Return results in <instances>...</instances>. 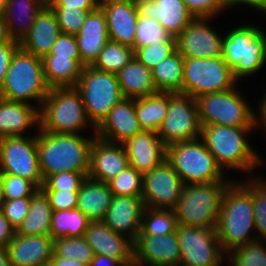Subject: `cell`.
<instances>
[{
    "label": "cell",
    "mask_w": 266,
    "mask_h": 266,
    "mask_svg": "<svg viewBox=\"0 0 266 266\" xmlns=\"http://www.w3.org/2000/svg\"><path fill=\"white\" fill-rule=\"evenodd\" d=\"M233 181L224 191L216 234L227 253L239 245L258 240L254 222L252 177ZM255 230V231H254Z\"/></svg>",
    "instance_id": "cell-1"
},
{
    "label": "cell",
    "mask_w": 266,
    "mask_h": 266,
    "mask_svg": "<svg viewBox=\"0 0 266 266\" xmlns=\"http://www.w3.org/2000/svg\"><path fill=\"white\" fill-rule=\"evenodd\" d=\"M259 128H238L224 125L209 124L201 126L200 138L204 142L209 152L215 157L218 165L225 173L239 171L248 174L247 178L253 177L251 174L261 166L265 160L250 145V134ZM248 137V139H247ZM251 174V175H250Z\"/></svg>",
    "instance_id": "cell-2"
},
{
    "label": "cell",
    "mask_w": 266,
    "mask_h": 266,
    "mask_svg": "<svg viewBox=\"0 0 266 266\" xmlns=\"http://www.w3.org/2000/svg\"><path fill=\"white\" fill-rule=\"evenodd\" d=\"M36 132V146L41 175L45 180L49 175L64 171L89 173L90 147L96 134H57Z\"/></svg>",
    "instance_id": "cell-3"
},
{
    "label": "cell",
    "mask_w": 266,
    "mask_h": 266,
    "mask_svg": "<svg viewBox=\"0 0 266 266\" xmlns=\"http://www.w3.org/2000/svg\"><path fill=\"white\" fill-rule=\"evenodd\" d=\"M39 119V128L49 133L82 134L91 127V134H96L76 86L50 88L39 110Z\"/></svg>",
    "instance_id": "cell-4"
},
{
    "label": "cell",
    "mask_w": 266,
    "mask_h": 266,
    "mask_svg": "<svg viewBox=\"0 0 266 266\" xmlns=\"http://www.w3.org/2000/svg\"><path fill=\"white\" fill-rule=\"evenodd\" d=\"M232 29V30H231ZM224 34L222 57L239 82L266 63V32L255 24H240Z\"/></svg>",
    "instance_id": "cell-5"
},
{
    "label": "cell",
    "mask_w": 266,
    "mask_h": 266,
    "mask_svg": "<svg viewBox=\"0 0 266 266\" xmlns=\"http://www.w3.org/2000/svg\"><path fill=\"white\" fill-rule=\"evenodd\" d=\"M49 90L42 58L19 47L11 59L4 84L0 89V98L30 105H33L34 101L40 110Z\"/></svg>",
    "instance_id": "cell-6"
},
{
    "label": "cell",
    "mask_w": 266,
    "mask_h": 266,
    "mask_svg": "<svg viewBox=\"0 0 266 266\" xmlns=\"http://www.w3.org/2000/svg\"><path fill=\"white\" fill-rule=\"evenodd\" d=\"M232 181L186 184L174 209L177 223L216 228L221 201Z\"/></svg>",
    "instance_id": "cell-7"
},
{
    "label": "cell",
    "mask_w": 266,
    "mask_h": 266,
    "mask_svg": "<svg viewBox=\"0 0 266 266\" xmlns=\"http://www.w3.org/2000/svg\"><path fill=\"white\" fill-rule=\"evenodd\" d=\"M196 102L201 126L259 128L258 110L250 106L237 86L224 92L201 95Z\"/></svg>",
    "instance_id": "cell-8"
},
{
    "label": "cell",
    "mask_w": 266,
    "mask_h": 266,
    "mask_svg": "<svg viewBox=\"0 0 266 266\" xmlns=\"http://www.w3.org/2000/svg\"><path fill=\"white\" fill-rule=\"evenodd\" d=\"M166 160L180 176L184 185L233 181L227 178V175L225 176L226 173L201 138L168 145Z\"/></svg>",
    "instance_id": "cell-9"
},
{
    "label": "cell",
    "mask_w": 266,
    "mask_h": 266,
    "mask_svg": "<svg viewBox=\"0 0 266 266\" xmlns=\"http://www.w3.org/2000/svg\"><path fill=\"white\" fill-rule=\"evenodd\" d=\"M81 92L89 121L97 128L124 97L115 73L84 66L76 86Z\"/></svg>",
    "instance_id": "cell-10"
},
{
    "label": "cell",
    "mask_w": 266,
    "mask_h": 266,
    "mask_svg": "<svg viewBox=\"0 0 266 266\" xmlns=\"http://www.w3.org/2000/svg\"><path fill=\"white\" fill-rule=\"evenodd\" d=\"M232 69L223 57L184 58L182 93L197 98L237 86Z\"/></svg>",
    "instance_id": "cell-11"
},
{
    "label": "cell",
    "mask_w": 266,
    "mask_h": 266,
    "mask_svg": "<svg viewBox=\"0 0 266 266\" xmlns=\"http://www.w3.org/2000/svg\"><path fill=\"white\" fill-rule=\"evenodd\" d=\"M157 132L166 146L200 138L196 99L184 93H168V112Z\"/></svg>",
    "instance_id": "cell-12"
},
{
    "label": "cell",
    "mask_w": 266,
    "mask_h": 266,
    "mask_svg": "<svg viewBox=\"0 0 266 266\" xmlns=\"http://www.w3.org/2000/svg\"><path fill=\"white\" fill-rule=\"evenodd\" d=\"M0 174L32 181L39 189L44 183L36 146V134L0 138Z\"/></svg>",
    "instance_id": "cell-13"
},
{
    "label": "cell",
    "mask_w": 266,
    "mask_h": 266,
    "mask_svg": "<svg viewBox=\"0 0 266 266\" xmlns=\"http://www.w3.org/2000/svg\"><path fill=\"white\" fill-rule=\"evenodd\" d=\"M182 266H224L225 252L216 229L178 224L176 228Z\"/></svg>",
    "instance_id": "cell-14"
},
{
    "label": "cell",
    "mask_w": 266,
    "mask_h": 266,
    "mask_svg": "<svg viewBox=\"0 0 266 266\" xmlns=\"http://www.w3.org/2000/svg\"><path fill=\"white\" fill-rule=\"evenodd\" d=\"M184 183L165 160L143 174L142 200L144 206L153 209L174 210L181 197Z\"/></svg>",
    "instance_id": "cell-15"
},
{
    "label": "cell",
    "mask_w": 266,
    "mask_h": 266,
    "mask_svg": "<svg viewBox=\"0 0 266 266\" xmlns=\"http://www.w3.org/2000/svg\"><path fill=\"white\" fill-rule=\"evenodd\" d=\"M212 18H194L176 37V49L184 58L222 56L224 34L211 27Z\"/></svg>",
    "instance_id": "cell-16"
},
{
    "label": "cell",
    "mask_w": 266,
    "mask_h": 266,
    "mask_svg": "<svg viewBox=\"0 0 266 266\" xmlns=\"http://www.w3.org/2000/svg\"><path fill=\"white\" fill-rule=\"evenodd\" d=\"M84 237L94 255L115 258L124 266L135 265V240L115 233L102 220L91 221Z\"/></svg>",
    "instance_id": "cell-17"
},
{
    "label": "cell",
    "mask_w": 266,
    "mask_h": 266,
    "mask_svg": "<svg viewBox=\"0 0 266 266\" xmlns=\"http://www.w3.org/2000/svg\"><path fill=\"white\" fill-rule=\"evenodd\" d=\"M181 264L177 232L159 235H137L135 266H179Z\"/></svg>",
    "instance_id": "cell-18"
},
{
    "label": "cell",
    "mask_w": 266,
    "mask_h": 266,
    "mask_svg": "<svg viewBox=\"0 0 266 266\" xmlns=\"http://www.w3.org/2000/svg\"><path fill=\"white\" fill-rule=\"evenodd\" d=\"M129 165L123 144L109 142L97 136L94 137L90 147L87 177L107 183Z\"/></svg>",
    "instance_id": "cell-19"
},
{
    "label": "cell",
    "mask_w": 266,
    "mask_h": 266,
    "mask_svg": "<svg viewBox=\"0 0 266 266\" xmlns=\"http://www.w3.org/2000/svg\"><path fill=\"white\" fill-rule=\"evenodd\" d=\"M142 130L136 116L135 99L123 98L96 128V136L109 142L123 144Z\"/></svg>",
    "instance_id": "cell-20"
},
{
    "label": "cell",
    "mask_w": 266,
    "mask_h": 266,
    "mask_svg": "<svg viewBox=\"0 0 266 266\" xmlns=\"http://www.w3.org/2000/svg\"><path fill=\"white\" fill-rule=\"evenodd\" d=\"M129 164L144 174L166 160L167 146L158 132L143 130L123 143Z\"/></svg>",
    "instance_id": "cell-21"
},
{
    "label": "cell",
    "mask_w": 266,
    "mask_h": 266,
    "mask_svg": "<svg viewBox=\"0 0 266 266\" xmlns=\"http://www.w3.org/2000/svg\"><path fill=\"white\" fill-rule=\"evenodd\" d=\"M106 20L109 40L134 47L137 19V5L128 0H100Z\"/></svg>",
    "instance_id": "cell-22"
},
{
    "label": "cell",
    "mask_w": 266,
    "mask_h": 266,
    "mask_svg": "<svg viewBox=\"0 0 266 266\" xmlns=\"http://www.w3.org/2000/svg\"><path fill=\"white\" fill-rule=\"evenodd\" d=\"M144 209L142 197L113 195L102 221L115 233L135 240L141 231Z\"/></svg>",
    "instance_id": "cell-23"
},
{
    "label": "cell",
    "mask_w": 266,
    "mask_h": 266,
    "mask_svg": "<svg viewBox=\"0 0 266 266\" xmlns=\"http://www.w3.org/2000/svg\"><path fill=\"white\" fill-rule=\"evenodd\" d=\"M11 266H40L49 263L54 253L51 235H16L6 246Z\"/></svg>",
    "instance_id": "cell-24"
},
{
    "label": "cell",
    "mask_w": 266,
    "mask_h": 266,
    "mask_svg": "<svg viewBox=\"0 0 266 266\" xmlns=\"http://www.w3.org/2000/svg\"><path fill=\"white\" fill-rule=\"evenodd\" d=\"M137 8L140 16L156 19L174 38L194 19L182 0H150Z\"/></svg>",
    "instance_id": "cell-25"
},
{
    "label": "cell",
    "mask_w": 266,
    "mask_h": 266,
    "mask_svg": "<svg viewBox=\"0 0 266 266\" xmlns=\"http://www.w3.org/2000/svg\"><path fill=\"white\" fill-rule=\"evenodd\" d=\"M75 36L82 65L92 66L109 41L106 16L100 6L88 13L85 23Z\"/></svg>",
    "instance_id": "cell-26"
},
{
    "label": "cell",
    "mask_w": 266,
    "mask_h": 266,
    "mask_svg": "<svg viewBox=\"0 0 266 266\" xmlns=\"http://www.w3.org/2000/svg\"><path fill=\"white\" fill-rule=\"evenodd\" d=\"M35 106L0 98V138L28 136L27 132L34 127L38 131L40 127L39 109Z\"/></svg>",
    "instance_id": "cell-27"
},
{
    "label": "cell",
    "mask_w": 266,
    "mask_h": 266,
    "mask_svg": "<svg viewBox=\"0 0 266 266\" xmlns=\"http://www.w3.org/2000/svg\"><path fill=\"white\" fill-rule=\"evenodd\" d=\"M61 33L55 12L51 8H43L37 14L28 34L21 40L20 47L43 58L50 52Z\"/></svg>",
    "instance_id": "cell-28"
},
{
    "label": "cell",
    "mask_w": 266,
    "mask_h": 266,
    "mask_svg": "<svg viewBox=\"0 0 266 266\" xmlns=\"http://www.w3.org/2000/svg\"><path fill=\"white\" fill-rule=\"evenodd\" d=\"M113 193L107 183L87 177L80 186L77 207L89 220H103L110 207Z\"/></svg>",
    "instance_id": "cell-29"
},
{
    "label": "cell",
    "mask_w": 266,
    "mask_h": 266,
    "mask_svg": "<svg viewBox=\"0 0 266 266\" xmlns=\"http://www.w3.org/2000/svg\"><path fill=\"white\" fill-rule=\"evenodd\" d=\"M116 76L124 98L138 99L157 93L152 70L135 56Z\"/></svg>",
    "instance_id": "cell-30"
},
{
    "label": "cell",
    "mask_w": 266,
    "mask_h": 266,
    "mask_svg": "<svg viewBox=\"0 0 266 266\" xmlns=\"http://www.w3.org/2000/svg\"><path fill=\"white\" fill-rule=\"evenodd\" d=\"M42 9L37 0H6L3 17L10 38L21 42Z\"/></svg>",
    "instance_id": "cell-31"
},
{
    "label": "cell",
    "mask_w": 266,
    "mask_h": 266,
    "mask_svg": "<svg viewBox=\"0 0 266 266\" xmlns=\"http://www.w3.org/2000/svg\"><path fill=\"white\" fill-rule=\"evenodd\" d=\"M47 85L53 87L77 86L81 76V59L46 55L42 58Z\"/></svg>",
    "instance_id": "cell-32"
},
{
    "label": "cell",
    "mask_w": 266,
    "mask_h": 266,
    "mask_svg": "<svg viewBox=\"0 0 266 266\" xmlns=\"http://www.w3.org/2000/svg\"><path fill=\"white\" fill-rule=\"evenodd\" d=\"M52 212L47 196L38 189L31 197L27 217L17 227L16 235H50Z\"/></svg>",
    "instance_id": "cell-33"
},
{
    "label": "cell",
    "mask_w": 266,
    "mask_h": 266,
    "mask_svg": "<svg viewBox=\"0 0 266 266\" xmlns=\"http://www.w3.org/2000/svg\"><path fill=\"white\" fill-rule=\"evenodd\" d=\"M184 57L177 49L152 69L157 92L182 93Z\"/></svg>",
    "instance_id": "cell-34"
},
{
    "label": "cell",
    "mask_w": 266,
    "mask_h": 266,
    "mask_svg": "<svg viewBox=\"0 0 266 266\" xmlns=\"http://www.w3.org/2000/svg\"><path fill=\"white\" fill-rule=\"evenodd\" d=\"M135 111L142 130L157 132L168 112V93L135 99Z\"/></svg>",
    "instance_id": "cell-35"
},
{
    "label": "cell",
    "mask_w": 266,
    "mask_h": 266,
    "mask_svg": "<svg viewBox=\"0 0 266 266\" xmlns=\"http://www.w3.org/2000/svg\"><path fill=\"white\" fill-rule=\"evenodd\" d=\"M90 222L91 220L78 209L53 211L50 235L54 240L84 236Z\"/></svg>",
    "instance_id": "cell-36"
},
{
    "label": "cell",
    "mask_w": 266,
    "mask_h": 266,
    "mask_svg": "<svg viewBox=\"0 0 266 266\" xmlns=\"http://www.w3.org/2000/svg\"><path fill=\"white\" fill-rule=\"evenodd\" d=\"M134 58L133 47L108 41L92 67L97 70L117 74Z\"/></svg>",
    "instance_id": "cell-37"
},
{
    "label": "cell",
    "mask_w": 266,
    "mask_h": 266,
    "mask_svg": "<svg viewBox=\"0 0 266 266\" xmlns=\"http://www.w3.org/2000/svg\"><path fill=\"white\" fill-rule=\"evenodd\" d=\"M177 218L174 210L145 207L142 214L141 231L138 235H159L176 232Z\"/></svg>",
    "instance_id": "cell-38"
},
{
    "label": "cell",
    "mask_w": 266,
    "mask_h": 266,
    "mask_svg": "<svg viewBox=\"0 0 266 266\" xmlns=\"http://www.w3.org/2000/svg\"><path fill=\"white\" fill-rule=\"evenodd\" d=\"M225 260L229 261L228 266H266L265 241L239 245L225 253Z\"/></svg>",
    "instance_id": "cell-39"
},
{
    "label": "cell",
    "mask_w": 266,
    "mask_h": 266,
    "mask_svg": "<svg viewBox=\"0 0 266 266\" xmlns=\"http://www.w3.org/2000/svg\"><path fill=\"white\" fill-rule=\"evenodd\" d=\"M107 184L115 196L142 197L143 174L129 165Z\"/></svg>",
    "instance_id": "cell-40"
},
{
    "label": "cell",
    "mask_w": 266,
    "mask_h": 266,
    "mask_svg": "<svg viewBox=\"0 0 266 266\" xmlns=\"http://www.w3.org/2000/svg\"><path fill=\"white\" fill-rule=\"evenodd\" d=\"M54 252L63 258H71L89 265L94 253L84 236L63 237L54 240Z\"/></svg>",
    "instance_id": "cell-41"
},
{
    "label": "cell",
    "mask_w": 266,
    "mask_h": 266,
    "mask_svg": "<svg viewBox=\"0 0 266 266\" xmlns=\"http://www.w3.org/2000/svg\"><path fill=\"white\" fill-rule=\"evenodd\" d=\"M171 37L156 19L139 15L133 49L167 42Z\"/></svg>",
    "instance_id": "cell-42"
},
{
    "label": "cell",
    "mask_w": 266,
    "mask_h": 266,
    "mask_svg": "<svg viewBox=\"0 0 266 266\" xmlns=\"http://www.w3.org/2000/svg\"><path fill=\"white\" fill-rule=\"evenodd\" d=\"M252 177V195L255 229L259 241L266 242V177Z\"/></svg>",
    "instance_id": "cell-43"
},
{
    "label": "cell",
    "mask_w": 266,
    "mask_h": 266,
    "mask_svg": "<svg viewBox=\"0 0 266 266\" xmlns=\"http://www.w3.org/2000/svg\"><path fill=\"white\" fill-rule=\"evenodd\" d=\"M175 50L176 38L171 37L167 42L137 48L134 51V56L147 68L152 70L159 62L169 57Z\"/></svg>",
    "instance_id": "cell-44"
},
{
    "label": "cell",
    "mask_w": 266,
    "mask_h": 266,
    "mask_svg": "<svg viewBox=\"0 0 266 266\" xmlns=\"http://www.w3.org/2000/svg\"><path fill=\"white\" fill-rule=\"evenodd\" d=\"M5 200L32 197L39 189L32 181L10 174H0Z\"/></svg>",
    "instance_id": "cell-45"
},
{
    "label": "cell",
    "mask_w": 266,
    "mask_h": 266,
    "mask_svg": "<svg viewBox=\"0 0 266 266\" xmlns=\"http://www.w3.org/2000/svg\"><path fill=\"white\" fill-rule=\"evenodd\" d=\"M86 178L83 173L64 171L49 175L40 189L42 191H79Z\"/></svg>",
    "instance_id": "cell-46"
},
{
    "label": "cell",
    "mask_w": 266,
    "mask_h": 266,
    "mask_svg": "<svg viewBox=\"0 0 266 266\" xmlns=\"http://www.w3.org/2000/svg\"><path fill=\"white\" fill-rule=\"evenodd\" d=\"M51 9L56 14L61 32L73 35L79 32L89 13L81 8L52 7Z\"/></svg>",
    "instance_id": "cell-47"
},
{
    "label": "cell",
    "mask_w": 266,
    "mask_h": 266,
    "mask_svg": "<svg viewBox=\"0 0 266 266\" xmlns=\"http://www.w3.org/2000/svg\"><path fill=\"white\" fill-rule=\"evenodd\" d=\"M194 18H212L215 20L222 11L227 10L225 0H182Z\"/></svg>",
    "instance_id": "cell-48"
},
{
    "label": "cell",
    "mask_w": 266,
    "mask_h": 266,
    "mask_svg": "<svg viewBox=\"0 0 266 266\" xmlns=\"http://www.w3.org/2000/svg\"><path fill=\"white\" fill-rule=\"evenodd\" d=\"M31 197L17 198L16 200H5L1 206L4 216L10 224L17 229V227L27 217L30 207Z\"/></svg>",
    "instance_id": "cell-49"
},
{
    "label": "cell",
    "mask_w": 266,
    "mask_h": 266,
    "mask_svg": "<svg viewBox=\"0 0 266 266\" xmlns=\"http://www.w3.org/2000/svg\"><path fill=\"white\" fill-rule=\"evenodd\" d=\"M47 55H55L57 57H70L71 59H81L76 36L73 34L61 33Z\"/></svg>",
    "instance_id": "cell-50"
},
{
    "label": "cell",
    "mask_w": 266,
    "mask_h": 266,
    "mask_svg": "<svg viewBox=\"0 0 266 266\" xmlns=\"http://www.w3.org/2000/svg\"><path fill=\"white\" fill-rule=\"evenodd\" d=\"M52 211L76 209L79 191H43Z\"/></svg>",
    "instance_id": "cell-51"
},
{
    "label": "cell",
    "mask_w": 266,
    "mask_h": 266,
    "mask_svg": "<svg viewBox=\"0 0 266 266\" xmlns=\"http://www.w3.org/2000/svg\"><path fill=\"white\" fill-rule=\"evenodd\" d=\"M19 47L20 42L15 40L0 44V89L4 84L11 59Z\"/></svg>",
    "instance_id": "cell-52"
},
{
    "label": "cell",
    "mask_w": 266,
    "mask_h": 266,
    "mask_svg": "<svg viewBox=\"0 0 266 266\" xmlns=\"http://www.w3.org/2000/svg\"><path fill=\"white\" fill-rule=\"evenodd\" d=\"M100 6V0H59L53 7L81 8L93 11Z\"/></svg>",
    "instance_id": "cell-53"
},
{
    "label": "cell",
    "mask_w": 266,
    "mask_h": 266,
    "mask_svg": "<svg viewBox=\"0 0 266 266\" xmlns=\"http://www.w3.org/2000/svg\"><path fill=\"white\" fill-rule=\"evenodd\" d=\"M16 234L15 228L10 224L0 209V245L7 246Z\"/></svg>",
    "instance_id": "cell-54"
},
{
    "label": "cell",
    "mask_w": 266,
    "mask_h": 266,
    "mask_svg": "<svg viewBox=\"0 0 266 266\" xmlns=\"http://www.w3.org/2000/svg\"><path fill=\"white\" fill-rule=\"evenodd\" d=\"M227 9L234 8L235 6H249V8H253L255 11L262 12L266 15V0H225Z\"/></svg>",
    "instance_id": "cell-55"
},
{
    "label": "cell",
    "mask_w": 266,
    "mask_h": 266,
    "mask_svg": "<svg viewBox=\"0 0 266 266\" xmlns=\"http://www.w3.org/2000/svg\"><path fill=\"white\" fill-rule=\"evenodd\" d=\"M88 266H124L119 260L105 255H94Z\"/></svg>",
    "instance_id": "cell-56"
},
{
    "label": "cell",
    "mask_w": 266,
    "mask_h": 266,
    "mask_svg": "<svg viewBox=\"0 0 266 266\" xmlns=\"http://www.w3.org/2000/svg\"><path fill=\"white\" fill-rule=\"evenodd\" d=\"M50 262L53 266H88L78 260L58 256L55 252L53 253Z\"/></svg>",
    "instance_id": "cell-57"
},
{
    "label": "cell",
    "mask_w": 266,
    "mask_h": 266,
    "mask_svg": "<svg viewBox=\"0 0 266 266\" xmlns=\"http://www.w3.org/2000/svg\"><path fill=\"white\" fill-rule=\"evenodd\" d=\"M266 91V89H265ZM263 95L261 101L259 100L257 103L258 104V124L259 128L261 129L262 127L265 129L266 132V92ZM262 126V127H261Z\"/></svg>",
    "instance_id": "cell-58"
},
{
    "label": "cell",
    "mask_w": 266,
    "mask_h": 266,
    "mask_svg": "<svg viewBox=\"0 0 266 266\" xmlns=\"http://www.w3.org/2000/svg\"><path fill=\"white\" fill-rule=\"evenodd\" d=\"M12 39L9 36L7 24L3 16L0 17V44L10 42Z\"/></svg>",
    "instance_id": "cell-59"
},
{
    "label": "cell",
    "mask_w": 266,
    "mask_h": 266,
    "mask_svg": "<svg viewBox=\"0 0 266 266\" xmlns=\"http://www.w3.org/2000/svg\"><path fill=\"white\" fill-rule=\"evenodd\" d=\"M0 266H11L7 248L2 245H0Z\"/></svg>",
    "instance_id": "cell-60"
},
{
    "label": "cell",
    "mask_w": 266,
    "mask_h": 266,
    "mask_svg": "<svg viewBox=\"0 0 266 266\" xmlns=\"http://www.w3.org/2000/svg\"><path fill=\"white\" fill-rule=\"evenodd\" d=\"M43 8H52L59 0H37Z\"/></svg>",
    "instance_id": "cell-61"
},
{
    "label": "cell",
    "mask_w": 266,
    "mask_h": 266,
    "mask_svg": "<svg viewBox=\"0 0 266 266\" xmlns=\"http://www.w3.org/2000/svg\"><path fill=\"white\" fill-rule=\"evenodd\" d=\"M4 201H5V199H4V192H3V184H2V181L0 178V208H1Z\"/></svg>",
    "instance_id": "cell-62"
},
{
    "label": "cell",
    "mask_w": 266,
    "mask_h": 266,
    "mask_svg": "<svg viewBox=\"0 0 266 266\" xmlns=\"http://www.w3.org/2000/svg\"><path fill=\"white\" fill-rule=\"evenodd\" d=\"M6 0H0V17L3 16L5 11Z\"/></svg>",
    "instance_id": "cell-63"
},
{
    "label": "cell",
    "mask_w": 266,
    "mask_h": 266,
    "mask_svg": "<svg viewBox=\"0 0 266 266\" xmlns=\"http://www.w3.org/2000/svg\"><path fill=\"white\" fill-rule=\"evenodd\" d=\"M128 1L137 5L141 2H146V1H150V0H128Z\"/></svg>",
    "instance_id": "cell-64"
},
{
    "label": "cell",
    "mask_w": 266,
    "mask_h": 266,
    "mask_svg": "<svg viewBox=\"0 0 266 266\" xmlns=\"http://www.w3.org/2000/svg\"><path fill=\"white\" fill-rule=\"evenodd\" d=\"M40 266H53V265H52L51 262H49V263H46V264H42V265H40Z\"/></svg>",
    "instance_id": "cell-65"
}]
</instances>
